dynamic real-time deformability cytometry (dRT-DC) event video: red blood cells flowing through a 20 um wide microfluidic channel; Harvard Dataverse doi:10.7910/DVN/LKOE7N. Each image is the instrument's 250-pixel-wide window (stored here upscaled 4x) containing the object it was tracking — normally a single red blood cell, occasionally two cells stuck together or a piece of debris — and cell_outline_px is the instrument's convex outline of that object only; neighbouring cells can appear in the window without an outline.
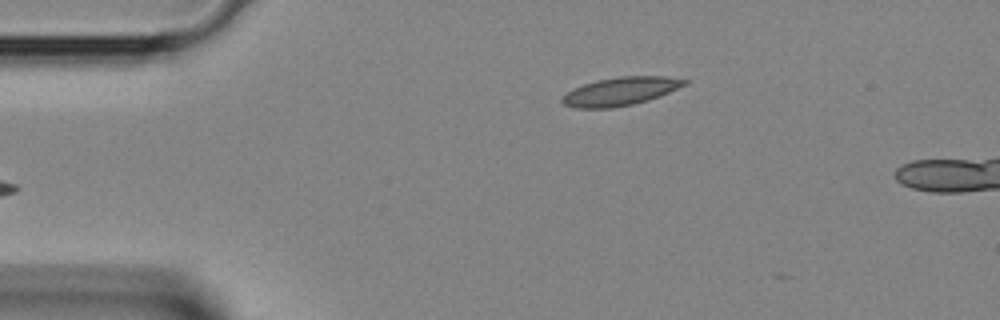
{"species": "Egyptian fruit bat (a non-hibernating species)", "species_latin": "Rousettus aegyptiacus", "temperature_condition": "room temperature", "stored_images_in_passage": 2, "camera_frame_rate_fps": 3000, "um_per_image_px": 0.085, "animal": {"sex": "female"}, "frame": {"image": 1, "passage_image": 2, "time_ms": 0.333, "image_size_px": [1000, 320], "cell_outline_px": [[688, 84], [660, 96], [648, 100], [632, 104], [612, 108], [576, 108], [564, 104], [560, 100], [572, 88], [596, 80], [620, 76], [668, 76], [688, 80]], "centroid_in_image_um": [52.76, 7.75], "position_along_channel_um": 32.2, "area_um2": 20.17}}